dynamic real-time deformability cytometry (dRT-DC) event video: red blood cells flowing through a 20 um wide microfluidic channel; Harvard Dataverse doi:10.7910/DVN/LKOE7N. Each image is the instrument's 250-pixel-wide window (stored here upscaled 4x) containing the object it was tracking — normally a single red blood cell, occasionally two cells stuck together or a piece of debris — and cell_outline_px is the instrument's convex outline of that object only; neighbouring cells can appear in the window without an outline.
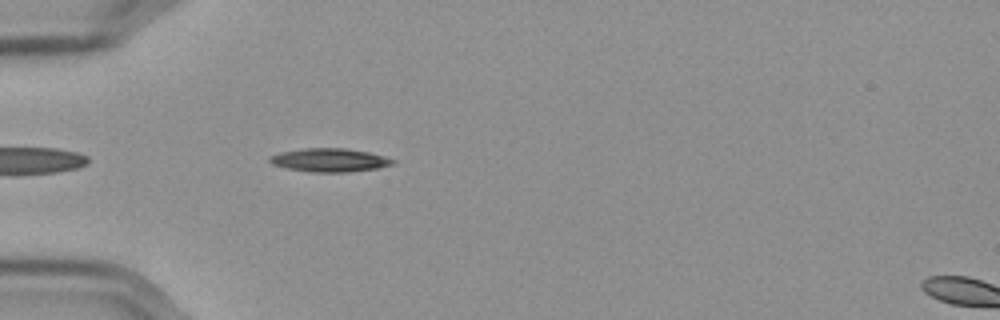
{"species": "Egyptian fruit bat (a non-hibernating species)", "species_latin": "Rousettus aegyptiacus", "temperature_condition": "cold", "stored_images_in_passage": 43, "camera_frame_rate_fps": 3000, "um_per_image_px": 0.085, "frame": {"image": 1, "passage_image": 4, "time_ms": 1.0, "image_size_px": [1000, 320], "cell_outline_px": [[396, 160], [392, 164], [376, 168], [348, 172], [312, 172], [288, 168], [272, 164], [268, 160], [268, 156], [280, 152], [304, 148], [344, 148], [368, 152], [384, 156]], "centroid_in_image_um": [27.98, 13.6], "position_along_channel_um": 57.0, "area_um2": 16.7}}
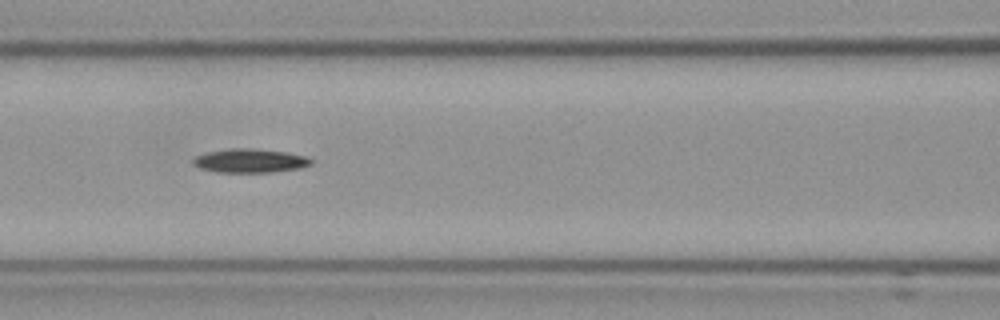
{"frame": {"image": 2, "passage_image": 12, "time_ms": 3.667, "image_size_px": [1000, 320], "cell_outline_px": [[312, 164], [300, 168], [268, 172], [216, 172], [200, 168], [192, 164], [192, 160], [196, 156], [208, 152], [228, 148], [252, 148], [288, 152], [304, 156], [312, 160]], "centroid_in_image_um": [21.22, 13.65], "position_along_channel_um": 145.4, "area_um2": 16.36}}
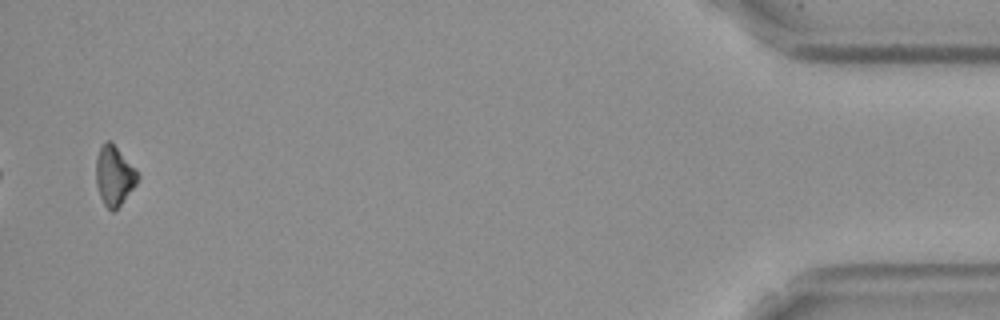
{"frame": {"image": 3, "passage_image": 42, "time_ms": 13.667, "image_size_px": [1000, 320], "cell_outline_px": [[140, 176], [136, 184], [120, 204], [112, 212], [104, 204], [100, 196], [96, 184], [96, 160], [100, 148], [104, 140], [108, 140], [136, 168]], "centroid_in_image_um": [9.7, 14.93], "position_along_channel_um": 425.5, "area_um2": 14.16}}